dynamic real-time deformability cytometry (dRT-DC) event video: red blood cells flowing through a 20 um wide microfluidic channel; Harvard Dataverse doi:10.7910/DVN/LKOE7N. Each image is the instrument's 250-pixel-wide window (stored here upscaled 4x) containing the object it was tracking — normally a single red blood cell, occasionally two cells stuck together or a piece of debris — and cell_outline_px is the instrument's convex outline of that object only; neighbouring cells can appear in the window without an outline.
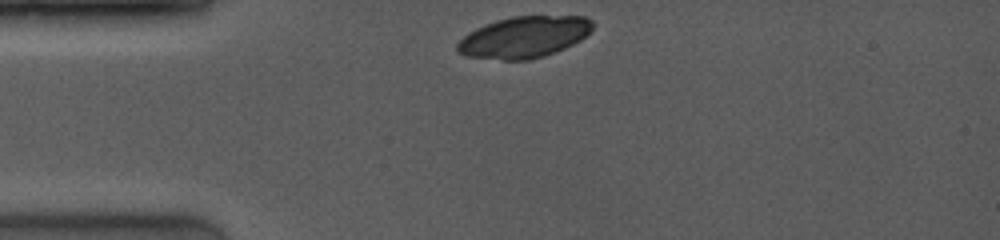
{"species": "common noctule bat (a hibernating species)", "species_latin": "Nyctalus noctula", "temperature_condition": "room temperature", "stored_images_in_passage": 3, "camera_frame_rate_fps": 4000, "um_per_image_px": 0.085, "animal": {"sex": "female", "body_mass_g": 19.0, "forearm_length_mm": 53.3}, "frame": {"image": 1, "passage_image": 1, "time_ms": 0.0, "image_size_px": [1000, 240], "cell_outline_px": [[596, 24], [580, 40], [564, 48], [544, 56], [528, 60], [504, 60], [464, 56], [456, 52], [456, 44], [468, 32], [476, 28], [496, 20], [512, 16], [584, 16], [592, 20]], "centroid_in_image_um": [44.52, 3.15], "position_along_channel_um": 40.5, "area_um2": 32.71}}